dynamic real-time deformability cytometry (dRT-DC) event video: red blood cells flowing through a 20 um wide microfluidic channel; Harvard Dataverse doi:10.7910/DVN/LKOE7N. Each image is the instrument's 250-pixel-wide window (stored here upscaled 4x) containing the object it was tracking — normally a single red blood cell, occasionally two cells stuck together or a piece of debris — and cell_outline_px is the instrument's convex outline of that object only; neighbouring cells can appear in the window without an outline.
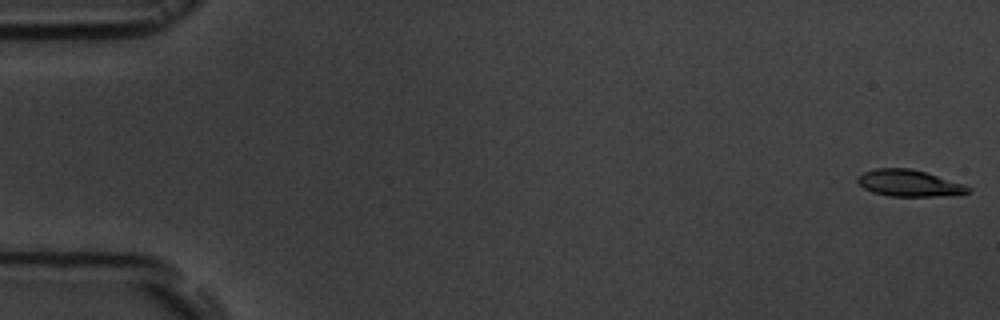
{"species": "common noctule bat (a hibernating species)", "species_latin": "Nyctalus noctula", "temperature_condition": "room temperature", "stored_images_in_passage": 3, "camera_frame_rate_fps": 3000, "um_per_image_px": 0.085, "animal": {"sex": "male", "body_mass_g": 19.5, "forearm_length_mm": 54.6}, "frame": {"image": 1, "passage_image": 1, "time_ms": 0.0, "image_size_px": [1000, 320], "cell_outline_px": [[972, 192], [960, 196], [892, 196], [872, 192], [864, 188], [856, 180], [864, 172], [876, 168], [912, 168], [964, 184], [972, 188]], "centroid_in_image_um": [77.36, 15.58], "position_along_channel_um": 7.6, "area_um2": 17.28}}